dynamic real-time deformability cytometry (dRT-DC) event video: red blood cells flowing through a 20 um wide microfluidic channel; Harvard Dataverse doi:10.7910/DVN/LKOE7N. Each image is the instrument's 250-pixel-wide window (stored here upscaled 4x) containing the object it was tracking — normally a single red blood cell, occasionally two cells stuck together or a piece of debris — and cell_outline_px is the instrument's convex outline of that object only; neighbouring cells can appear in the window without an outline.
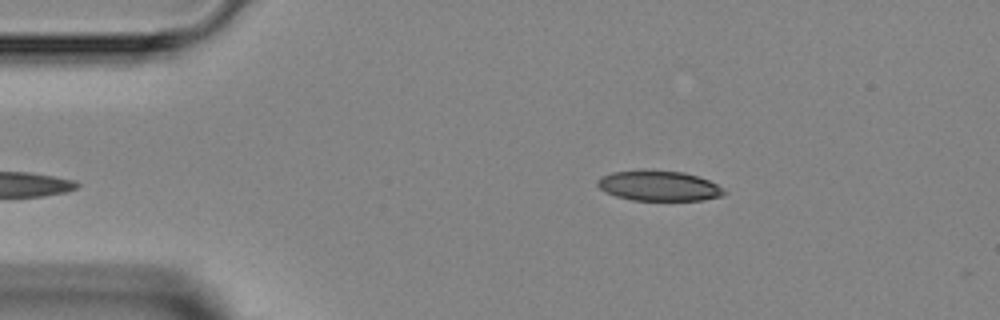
{"species": "Egyptian fruit bat (a non-hibernating species)", "species_latin": "Rousettus aegyptiacus", "temperature_condition": "room temperature", "stored_images_in_passage": 2, "camera_frame_rate_fps": 3000, "um_per_image_px": 0.085, "animal": {"sex": "female"}, "frame": {"image": 1, "passage_image": 2, "time_ms": 1.333, "image_size_px": [1000, 320], "cell_outline_px": [[728, 192], [720, 196], [704, 200], [632, 200], [616, 196], [604, 192], [596, 184], [596, 180], [600, 176], [612, 172], [644, 168], [684, 172], [708, 180], [716, 184]], "centroid_in_image_um": [55.94, 15.77], "position_along_channel_um": 29.1, "area_um2": 22.72}}